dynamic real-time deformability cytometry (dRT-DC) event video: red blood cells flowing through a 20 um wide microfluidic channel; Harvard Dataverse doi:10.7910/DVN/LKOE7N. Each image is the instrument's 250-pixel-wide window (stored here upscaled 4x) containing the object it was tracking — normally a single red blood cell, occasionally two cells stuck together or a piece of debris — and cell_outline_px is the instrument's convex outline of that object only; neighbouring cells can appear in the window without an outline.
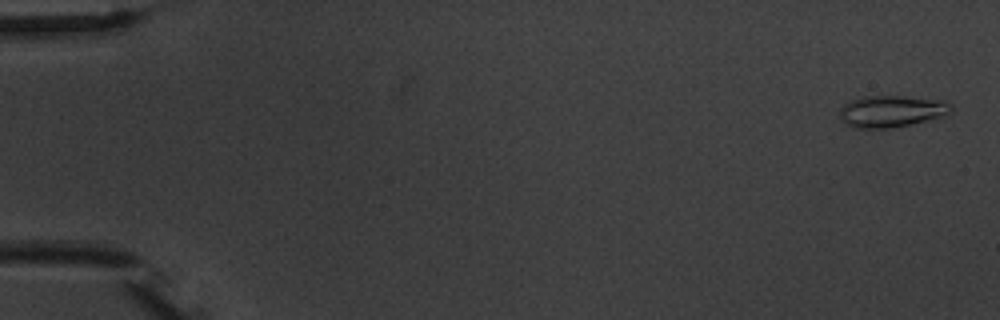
{"species": "common noctule bat (a hibernating species)", "species_latin": "Nyctalus noctula", "temperature_condition": "warm", "stored_images_in_passage": 6, "segment_of_instrument_passage": [1, 2], "camera_frame_rate_fps": 3000, "um_per_image_px": 0.085, "animal": {"sex": "male", "body_mass_g": 20.1, "forearm_length_mm": 53.5}, "frame": {"image": 1, "passage_image": 1, "time_ms": 0.0, "image_size_px": [1000, 320], "cell_outline_px": [[952, 112], [944, 116], [912, 124], [892, 128], [856, 128], [848, 124], [840, 116], [840, 108], [848, 100], [864, 96], [904, 96], [944, 100], [952, 104]], "centroid_in_image_um": [75.82, 9.44], "position_along_channel_um": 9.2, "area_um2": 20.75}}